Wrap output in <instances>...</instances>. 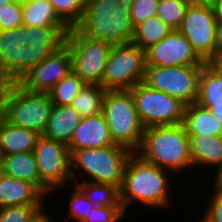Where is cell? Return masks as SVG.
I'll list each match as a JSON object with an SVG mask.
<instances>
[{"instance_id":"6da1fadb","label":"cell","mask_w":222,"mask_h":222,"mask_svg":"<svg viewBox=\"0 0 222 222\" xmlns=\"http://www.w3.org/2000/svg\"><path fill=\"white\" fill-rule=\"evenodd\" d=\"M69 27H28L0 31V81L18 82L34 65L65 43Z\"/></svg>"},{"instance_id":"7a4b0ae2","label":"cell","mask_w":222,"mask_h":222,"mask_svg":"<svg viewBox=\"0 0 222 222\" xmlns=\"http://www.w3.org/2000/svg\"><path fill=\"white\" fill-rule=\"evenodd\" d=\"M133 0H87L84 14L74 27L83 37L112 46L132 42L134 27L130 18Z\"/></svg>"},{"instance_id":"3957f363","label":"cell","mask_w":222,"mask_h":222,"mask_svg":"<svg viewBox=\"0 0 222 222\" xmlns=\"http://www.w3.org/2000/svg\"><path fill=\"white\" fill-rule=\"evenodd\" d=\"M168 173L174 175L133 153L127 162L119 189L123 211L127 213V207L136 201L147 208H170L172 200L169 188L172 186L169 185L171 181Z\"/></svg>"},{"instance_id":"277c9868","label":"cell","mask_w":222,"mask_h":222,"mask_svg":"<svg viewBox=\"0 0 222 222\" xmlns=\"http://www.w3.org/2000/svg\"><path fill=\"white\" fill-rule=\"evenodd\" d=\"M136 154L175 175L194 168L189 136L182 123L145 128L142 144Z\"/></svg>"},{"instance_id":"5b68a950","label":"cell","mask_w":222,"mask_h":222,"mask_svg":"<svg viewBox=\"0 0 222 222\" xmlns=\"http://www.w3.org/2000/svg\"><path fill=\"white\" fill-rule=\"evenodd\" d=\"M52 107L49 93L30 92L17 82L2 84L0 114L15 126L42 135L46 130Z\"/></svg>"},{"instance_id":"8992f818","label":"cell","mask_w":222,"mask_h":222,"mask_svg":"<svg viewBox=\"0 0 222 222\" xmlns=\"http://www.w3.org/2000/svg\"><path fill=\"white\" fill-rule=\"evenodd\" d=\"M133 152L119 145L106 146L103 148H83L70 154V172L73 184H77L74 171L85 173L88 180L94 183L111 184L120 189L125 168ZM79 170V171H78Z\"/></svg>"},{"instance_id":"52a82bcc","label":"cell","mask_w":222,"mask_h":222,"mask_svg":"<svg viewBox=\"0 0 222 222\" xmlns=\"http://www.w3.org/2000/svg\"><path fill=\"white\" fill-rule=\"evenodd\" d=\"M102 113L114 143L136 153L142 144L145 127L130 90H108L103 100Z\"/></svg>"},{"instance_id":"ba28073f","label":"cell","mask_w":222,"mask_h":222,"mask_svg":"<svg viewBox=\"0 0 222 222\" xmlns=\"http://www.w3.org/2000/svg\"><path fill=\"white\" fill-rule=\"evenodd\" d=\"M135 108L145 128L181 124L186 104L178 98L137 83L130 89Z\"/></svg>"},{"instance_id":"9c48e42d","label":"cell","mask_w":222,"mask_h":222,"mask_svg":"<svg viewBox=\"0 0 222 222\" xmlns=\"http://www.w3.org/2000/svg\"><path fill=\"white\" fill-rule=\"evenodd\" d=\"M146 70L145 50L133 43L113 46L102 78L105 90H130L143 82Z\"/></svg>"},{"instance_id":"30bf717a","label":"cell","mask_w":222,"mask_h":222,"mask_svg":"<svg viewBox=\"0 0 222 222\" xmlns=\"http://www.w3.org/2000/svg\"><path fill=\"white\" fill-rule=\"evenodd\" d=\"M203 66L157 67L146 65L143 83L149 88L178 98L184 104L197 102Z\"/></svg>"},{"instance_id":"8fae6325","label":"cell","mask_w":222,"mask_h":222,"mask_svg":"<svg viewBox=\"0 0 222 222\" xmlns=\"http://www.w3.org/2000/svg\"><path fill=\"white\" fill-rule=\"evenodd\" d=\"M71 56L73 71L85 83L100 84L112 45L83 37L75 28H70L65 37Z\"/></svg>"},{"instance_id":"7c38bea8","label":"cell","mask_w":222,"mask_h":222,"mask_svg":"<svg viewBox=\"0 0 222 222\" xmlns=\"http://www.w3.org/2000/svg\"><path fill=\"white\" fill-rule=\"evenodd\" d=\"M34 153L40 181L53 193L73 180L70 172V153L63 142L39 135ZM72 183H70V182Z\"/></svg>"},{"instance_id":"4fadbf2b","label":"cell","mask_w":222,"mask_h":222,"mask_svg":"<svg viewBox=\"0 0 222 222\" xmlns=\"http://www.w3.org/2000/svg\"><path fill=\"white\" fill-rule=\"evenodd\" d=\"M216 29L213 8L189 4L178 31L207 63L214 56Z\"/></svg>"},{"instance_id":"5bb4252c","label":"cell","mask_w":222,"mask_h":222,"mask_svg":"<svg viewBox=\"0 0 222 222\" xmlns=\"http://www.w3.org/2000/svg\"><path fill=\"white\" fill-rule=\"evenodd\" d=\"M72 71V56L64 43L42 62L32 66L17 83L30 92L48 93Z\"/></svg>"},{"instance_id":"9a60e30c","label":"cell","mask_w":222,"mask_h":222,"mask_svg":"<svg viewBox=\"0 0 222 222\" xmlns=\"http://www.w3.org/2000/svg\"><path fill=\"white\" fill-rule=\"evenodd\" d=\"M146 65L157 67L203 66L206 62L178 30L145 49Z\"/></svg>"},{"instance_id":"2e32d148","label":"cell","mask_w":222,"mask_h":222,"mask_svg":"<svg viewBox=\"0 0 222 222\" xmlns=\"http://www.w3.org/2000/svg\"><path fill=\"white\" fill-rule=\"evenodd\" d=\"M115 145L103 113L84 117L67 145L69 153L83 148H103Z\"/></svg>"},{"instance_id":"e0dca14e","label":"cell","mask_w":222,"mask_h":222,"mask_svg":"<svg viewBox=\"0 0 222 222\" xmlns=\"http://www.w3.org/2000/svg\"><path fill=\"white\" fill-rule=\"evenodd\" d=\"M46 197L31 183L0 172V208L11 206H44Z\"/></svg>"},{"instance_id":"ac0fdd59","label":"cell","mask_w":222,"mask_h":222,"mask_svg":"<svg viewBox=\"0 0 222 222\" xmlns=\"http://www.w3.org/2000/svg\"><path fill=\"white\" fill-rule=\"evenodd\" d=\"M0 172L6 176L33 184L45 197L51 191L40 181L34 151L20 152L2 157Z\"/></svg>"},{"instance_id":"d6986e66","label":"cell","mask_w":222,"mask_h":222,"mask_svg":"<svg viewBox=\"0 0 222 222\" xmlns=\"http://www.w3.org/2000/svg\"><path fill=\"white\" fill-rule=\"evenodd\" d=\"M190 153L195 168L212 166L216 172L213 181L222 175V136L188 135ZM197 166V167H196Z\"/></svg>"},{"instance_id":"ffe728a7","label":"cell","mask_w":222,"mask_h":222,"mask_svg":"<svg viewBox=\"0 0 222 222\" xmlns=\"http://www.w3.org/2000/svg\"><path fill=\"white\" fill-rule=\"evenodd\" d=\"M38 137L37 132L15 126L0 114V150L2 156L34 151Z\"/></svg>"},{"instance_id":"44dd1931","label":"cell","mask_w":222,"mask_h":222,"mask_svg":"<svg viewBox=\"0 0 222 222\" xmlns=\"http://www.w3.org/2000/svg\"><path fill=\"white\" fill-rule=\"evenodd\" d=\"M82 117L70 105H53L46 130L42 135L68 145Z\"/></svg>"},{"instance_id":"7402d4cb","label":"cell","mask_w":222,"mask_h":222,"mask_svg":"<svg viewBox=\"0 0 222 222\" xmlns=\"http://www.w3.org/2000/svg\"><path fill=\"white\" fill-rule=\"evenodd\" d=\"M182 124L188 135L222 136V123L207 108L198 103L186 105Z\"/></svg>"},{"instance_id":"603a6c76","label":"cell","mask_w":222,"mask_h":222,"mask_svg":"<svg viewBox=\"0 0 222 222\" xmlns=\"http://www.w3.org/2000/svg\"><path fill=\"white\" fill-rule=\"evenodd\" d=\"M23 25L28 27H68L56 14L50 0L22 2Z\"/></svg>"},{"instance_id":"cb8c5ba5","label":"cell","mask_w":222,"mask_h":222,"mask_svg":"<svg viewBox=\"0 0 222 222\" xmlns=\"http://www.w3.org/2000/svg\"><path fill=\"white\" fill-rule=\"evenodd\" d=\"M204 108L222 106V76L208 63L202 67L197 102Z\"/></svg>"},{"instance_id":"d4e9b609","label":"cell","mask_w":222,"mask_h":222,"mask_svg":"<svg viewBox=\"0 0 222 222\" xmlns=\"http://www.w3.org/2000/svg\"><path fill=\"white\" fill-rule=\"evenodd\" d=\"M107 90L100 84L86 83L70 106L84 118L102 113L103 100Z\"/></svg>"},{"instance_id":"484cf974","label":"cell","mask_w":222,"mask_h":222,"mask_svg":"<svg viewBox=\"0 0 222 222\" xmlns=\"http://www.w3.org/2000/svg\"><path fill=\"white\" fill-rule=\"evenodd\" d=\"M171 31L172 29L159 17L152 16L134 28V36L131 43L145 50L149 46L160 42Z\"/></svg>"},{"instance_id":"4316f807","label":"cell","mask_w":222,"mask_h":222,"mask_svg":"<svg viewBox=\"0 0 222 222\" xmlns=\"http://www.w3.org/2000/svg\"><path fill=\"white\" fill-rule=\"evenodd\" d=\"M79 181L76 185L85 193L94 205L108 207H122L119 188L104 183Z\"/></svg>"},{"instance_id":"83f0119b","label":"cell","mask_w":222,"mask_h":222,"mask_svg":"<svg viewBox=\"0 0 222 222\" xmlns=\"http://www.w3.org/2000/svg\"><path fill=\"white\" fill-rule=\"evenodd\" d=\"M85 84L79 75L74 71L70 72L48 92L53 105H70Z\"/></svg>"},{"instance_id":"f1b7e54d","label":"cell","mask_w":222,"mask_h":222,"mask_svg":"<svg viewBox=\"0 0 222 222\" xmlns=\"http://www.w3.org/2000/svg\"><path fill=\"white\" fill-rule=\"evenodd\" d=\"M189 4L188 0H159L156 16L172 30H178Z\"/></svg>"},{"instance_id":"f546056e","label":"cell","mask_w":222,"mask_h":222,"mask_svg":"<svg viewBox=\"0 0 222 222\" xmlns=\"http://www.w3.org/2000/svg\"><path fill=\"white\" fill-rule=\"evenodd\" d=\"M57 16L69 27L74 28L81 20L87 0H50Z\"/></svg>"},{"instance_id":"4dcf8cb0","label":"cell","mask_w":222,"mask_h":222,"mask_svg":"<svg viewBox=\"0 0 222 222\" xmlns=\"http://www.w3.org/2000/svg\"><path fill=\"white\" fill-rule=\"evenodd\" d=\"M71 191V196L69 199V214L65 219H73L78 222H83L90 214L93 202L88 199L85 193L75 184Z\"/></svg>"},{"instance_id":"1f68e13d","label":"cell","mask_w":222,"mask_h":222,"mask_svg":"<svg viewBox=\"0 0 222 222\" xmlns=\"http://www.w3.org/2000/svg\"><path fill=\"white\" fill-rule=\"evenodd\" d=\"M22 3L11 1L0 6V31L23 25Z\"/></svg>"},{"instance_id":"d6a6232c","label":"cell","mask_w":222,"mask_h":222,"mask_svg":"<svg viewBox=\"0 0 222 222\" xmlns=\"http://www.w3.org/2000/svg\"><path fill=\"white\" fill-rule=\"evenodd\" d=\"M44 206H11L0 208V222H31Z\"/></svg>"},{"instance_id":"836d02e7","label":"cell","mask_w":222,"mask_h":222,"mask_svg":"<svg viewBox=\"0 0 222 222\" xmlns=\"http://www.w3.org/2000/svg\"><path fill=\"white\" fill-rule=\"evenodd\" d=\"M159 0H133L130 18L133 27L157 15Z\"/></svg>"},{"instance_id":"e575fe53","label":"cell","mask_w":222,"mask_h":222,"mask_svg":"<svg viewBox=\"0 0 222 222\" xmlns=\"http://www.w3.org/2000/svg\"><path fill=\"white\" fill-rule=\"evenodd\" d=\"M125 215L122 207L94 205L89 216L83 222H120Z\"/></svg>"},{"instance_id":"d590c367","label":"cell","mask_w":222,"mask_h":222,"mask_svg":"<svg viewBox=\"0 0 222 222\" xmlns=\"http://www.w3.org/2000/svg\"><path fill=\"white\" fill-rule=\"evenodd\" d=\"M214 184V185H213ZM213 195L209 197V203L206 205V209L203 214L211 222H222V187L216 183L212 182Z\"/></svg>"},{"instance_id":"8d00e7d4","label":"cell","mask_w":222,"mask_h":222,"mask_svg":"<svg viewBox=\"0 0 222 222\" xmlns=\"http://www.w3.org/2000/svg\"><path fill=\"white\" fill-rule=\"evenodd\" d=\"M219 53H222V23H217L215 35L214 55Z\"/></svg>"},{"instance_id":"74e56055","label":"cell","mask_w":222,"mask_h":222,"mask_svg":"<svg viewBox=\"0 0 222 222\" xmlns=\"http://www.w3.org/2000/svg\"><path fill=\"white\" fill-rule=\"evenodd\" d=\"M207 63L222 76V53L214 55Z\"/></svg>"},{"instance_id":"f35d334b","label":"cell","mask_w":222,"mask_h":222,"mask_svg":"<svg viewBox=\"0 0 222 222\" xmlns=\"http://www.w3.org/2000/svg\"><path fill=\"white\" fill-rule=\"evenodd\" d=\"M191 5L213 8L219 0H188Z\"/></svg>"},{"instance_id":"ab89813d","label":"cell","mask_w":222,"mask_h":222,"mask_svg":"<svg viewBox=\"0 0 222 222\" xmlns=\"http://www.w3.org/2000/svg\"><path fill=\"white\" fill-rule=\"evenodd\" d=\"M51 217L52 216L49 217V214L43 209L31 220V222H54Z\"/></svg>"},{"instance_id":"60d3db41","label":"cell","mask_w":222,"mask_h":222,"mask_svg":"<svg viewBox=\"0 0 222 222\" xmlns=\"http://www.w3.org/2000/svg\"><path fill=\"white\" fill-rule=\"evenodd\" d=\"M215 21L222 23V0H219L213 7Z\"/></svg>"},{"instance_id":"b9f144b4","label":"cell","mask_w":222,"mask_h":222,"mask_svg":"<svg viewBox=\"0 0 222 222\" xmlns=\"http://www.w3.org/2000/svg\"><path fill=\"white\" fill-rule=\"evenodd\" d=\"M209 110L220 120L222 123V106H211Z\"/></svg>"},{"instance_id":"7bdbcfd3","label":"cell","mask_w":222,"mask_h":222,"mask_svg":"<svg viewBox=\"0 0 222 222\" xmlns=\"http://www.w3.org/2000/svg\"><path fill=\"white\" fill-rule=\"evenodd\" d=\"M200 222H211L208 218H206L204 215L202 216V219L199 220Z\"/></svg>"},{"instance_id":"ee69618b","label":"cell","mask_w":222,"mask_h":222,"mask_svg":"<svg viewBox=\"0 0 222 222\" xmlns=\"http://www.w3.org/2000/svg\"><path fill=\"white\" fill-rule=\"evenodd\" d=\"M215 182L218 183L222 187V175Z\"/></svg>"},{"instance_id":"f6af8a7d","label":"cell","mask_w":222,"mask_h":222,"mask_svg":"<svg viewBox=\"0 0 222 222\" xmlns=\"http://www.w3.org/2000/svg\"><path fill=\"white\" fill-rule=\"evenodd\" d=\"M11 2L10 0H0V6H2L3 4L9 3Z\"/></svg>"},{"instance_id":"bcb514c9","label":"cell","mask_w":222,"mask_h":222,"mask_svg":"<svg viewBox=\"0 0 222 222\" xmlns=\"http://www.w3.org/2000/svg\"><path fill=\"white\" fill-rule=\"evenodd\" d=\"M2 153H1V150H0V164H1V161H2Z\"/></svg>"},{"instance_id":"7dc6e473","label":"cell","mask_w":222,"mask_h":222,"mask_svg":"<svg viewBox=\"0 0 222 222\" xmlns=\"http://www.w3.org/2000/svg\"><path fill=\"white\" fill-rule=\"evenodd\" d=\"M24 1H26V0H18L19 3H22V2H24Z\"/></svg>"}]
</instances>
